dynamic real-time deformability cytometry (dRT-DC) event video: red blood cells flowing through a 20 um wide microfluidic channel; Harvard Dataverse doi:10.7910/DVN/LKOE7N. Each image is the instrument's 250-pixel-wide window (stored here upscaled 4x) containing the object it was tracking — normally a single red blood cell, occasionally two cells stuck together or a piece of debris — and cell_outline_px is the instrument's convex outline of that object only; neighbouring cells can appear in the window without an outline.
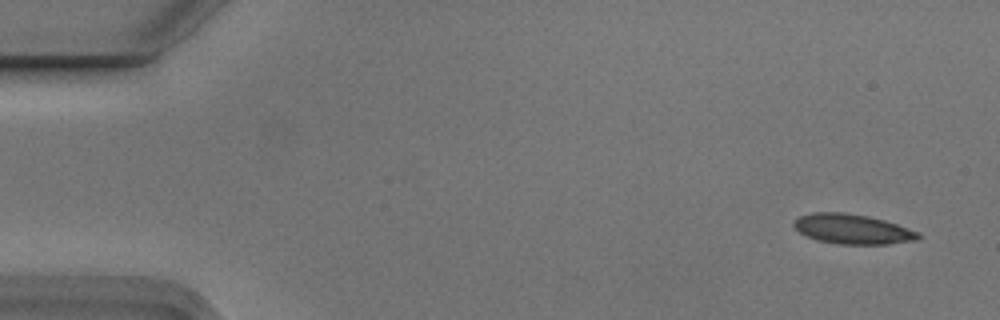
{"species": "Egyptian fruit bat (a non-hibernating species)", "species_latin": "Rousettus aegyptiacus", "temperature_condition": "cold", "stored_images_in_passage": 5, "camera_frame_rate_fps": 3000, "um_per_image_px": 0.085, "animal": {"sex": "male"}, "frame": {"image": 1, "passage_image": 1, "time_ms": 0.0, "image_size_px": [1000, 320], "cell_outline_px": [[920, 240], [888, 244], [836, 244], [816, 240], [800, 232], [792, 224], [800, 216], [812, 212], [844, 212], [868, 216], [884, 220], [920, 232]], "centroid_in_image_um": [72.49, 19.47], "position_along_channel_um": 12.5, "area_um2": 21.68}}